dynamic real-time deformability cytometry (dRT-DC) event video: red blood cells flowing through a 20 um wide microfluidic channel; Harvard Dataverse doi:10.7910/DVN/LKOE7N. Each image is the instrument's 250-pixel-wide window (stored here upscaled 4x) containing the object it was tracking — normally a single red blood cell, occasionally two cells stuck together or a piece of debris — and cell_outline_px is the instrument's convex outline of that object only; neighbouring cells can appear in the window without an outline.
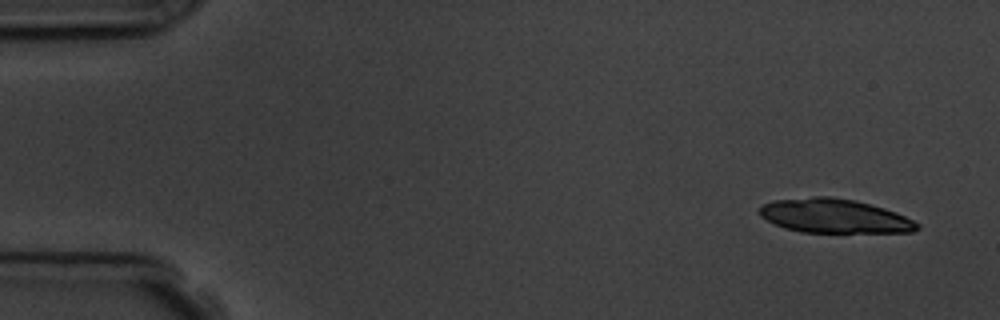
{"species": "common noctule bat (a hibernating species)", "species_latin": "Nyctalus noctula", "temperature_condition": "room temperature", "stored_images_in_passage": 3, "camera_frame_rate_fps": 3000, "um_per_image_px": 0.085, "animal": {"sex": "male", "body_mass_g": 19.5, "forearm_length_mm": 54.6}, "frame": {"image": 1, "passage_image": 1, "time_ms": 0.0, "image_size_px": [1000, 320], "cell_outline_px": [[920, 228], [912, 232], [800, 232], [784, 228], [760, 216], [760, 208], [764, 204], [776, 200], [812, 196], [832, 196], [856, 200], [884, 208], [896, 212], [920, 224]], "centroid_in_image_um": [70.94, 18.35], "position_along_channel_um": 14.1, "area_um2": 31.21}}